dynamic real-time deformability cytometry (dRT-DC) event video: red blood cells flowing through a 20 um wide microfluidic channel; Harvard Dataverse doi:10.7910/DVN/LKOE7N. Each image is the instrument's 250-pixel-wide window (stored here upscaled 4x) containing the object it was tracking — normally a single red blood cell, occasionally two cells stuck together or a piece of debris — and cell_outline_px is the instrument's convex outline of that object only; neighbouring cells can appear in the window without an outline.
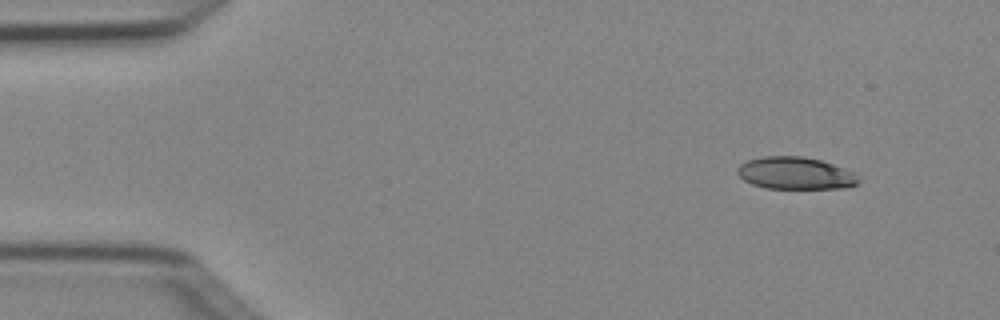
{"species": "Egyptian fruit bat (a non-hibernating species)", "species_latin": "Rousettus aegyptiacus", "temperature_condition": "cold", "stored_images_in_passage": 6, "camera_frame_rate_fps": 3000, "um_per_image_px": 0.085, "animal": {"sex": "female"}, "frame": {"image": 1, "passage_image": 1, "time_ms": 0.0, "image_size_px": [1000, 320], "cell_outline_px": [[860, 180], [856, 184], [848, 188], [764, 188], [752, 184], [744, 180], [736, 172], [736, 168], [740, 164], [748, 160], [764, 156], [800, 156], [820, 160], [856, 172]], "centroid_in_image_um": [67.62, 14.72], "position_along_channel_um": 17.4, "area_um2": 22.83}}
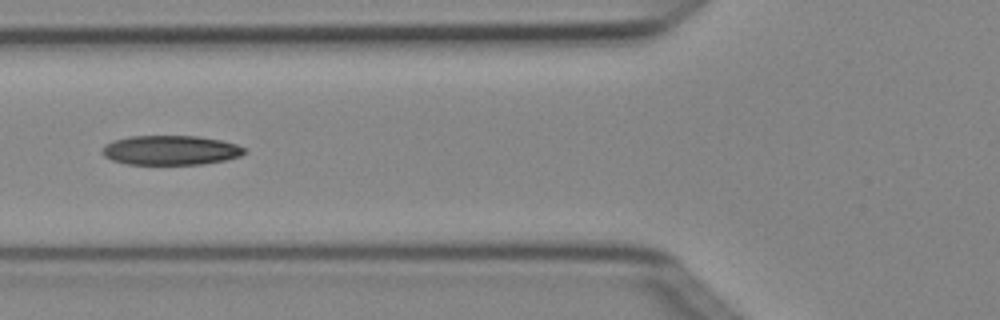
{"frame": {"image": 2, "passage_image": 5, "time_ms": 1.333, "image_size_px": [1000, 320], "cell_outline_px": [[248, 152], [240, 156], [224, 160], [204, 164], [128, 164], [112, 160], [104, 156], [100, 152], [104, 144], [112, 140], [128, 136], [196, 136], [220, 140], [236, 144], [248, 148]], "centroid_in_image_um": [14.49, 12.76], "position_along_channel_um": 111.3, "area_um2": 24.68}}
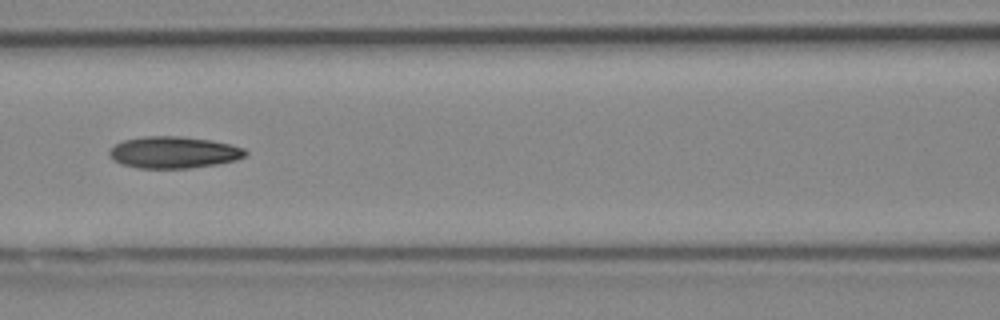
{"frame": {"image": 3, "passage_image": 6, "time_ms": 1.667, "image_size_px": [1000, 320], "cell_outline_px": [[248, 152], [244, 156], [236, 160], [216, 164], [188, 168], [136, 168], [120, 164], [112, 160], [108, 156], [108, 152], [116, 144], [124, 140], [144, 136], [180, 136], [208, 140], [232, 144], [244, 148]], "centroid_in_image_um": [14.73, 12.95], "position_along_channel_um": 151.9, "area_um2": 25.2}}